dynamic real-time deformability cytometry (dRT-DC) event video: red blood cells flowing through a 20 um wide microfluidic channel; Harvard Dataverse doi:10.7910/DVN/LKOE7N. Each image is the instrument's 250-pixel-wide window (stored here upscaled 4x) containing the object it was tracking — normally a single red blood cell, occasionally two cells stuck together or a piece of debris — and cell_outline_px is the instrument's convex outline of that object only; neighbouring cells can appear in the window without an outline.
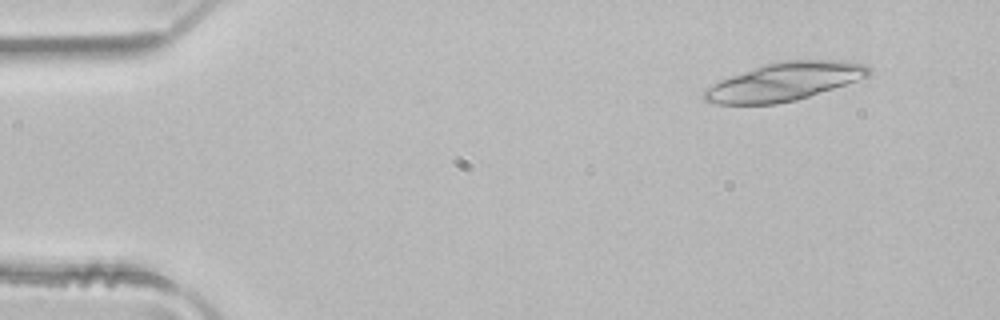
{"species": "common noctule bat (a hibernating species)", "species_latin": "Nyctalus noctula", "temperature_condition": "room temperature", "stored_images_in_passage": 4, "camera_frame_rate_fps": 3000, "um_per_image_px": 0.085, "animal": {"sex": "male", "body_mass_g": 21.5, "forearm_length_mm": 52.0}, "frame": {"image": 1, "passage_image": 4, "time_ms": 1.0, "image_size_px": [1000, 320], "cell_outline_px": [[872, 72], [868, 76], [796, 100], [776, 104], [720, 104], [704, 100], [700, 96], [704, 88], [720, 80], [764, 64], [780, 60], [840, 60], [864, 64], [872, 68]], "centroid_in_image_um": [66.63, 6.93], "position_along_channel_um": 18.4, "area_um2": 36.36}}